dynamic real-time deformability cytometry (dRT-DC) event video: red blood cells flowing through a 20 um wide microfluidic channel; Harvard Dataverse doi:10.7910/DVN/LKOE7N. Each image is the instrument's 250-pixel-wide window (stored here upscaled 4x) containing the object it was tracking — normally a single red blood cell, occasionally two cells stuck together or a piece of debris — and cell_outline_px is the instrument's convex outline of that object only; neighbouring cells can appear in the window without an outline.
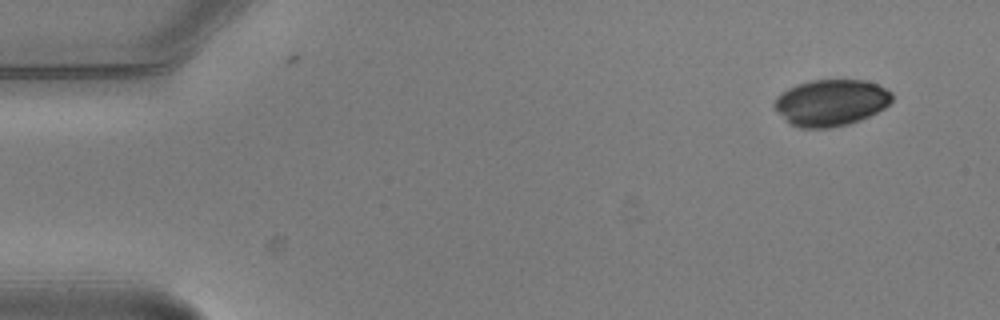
{"species": "common noctule bat (a hibernating species)", "species_latin": "Nyctalus noctula", "temperature_condition": "warm", "stored_images_in_passage": 5, "camera_frame_rate_fps": 3000, "um_per_image_px": 0.085, "animal": {"sex": "male", "body_mass_g": 20.5, "forearm_length_mm": 52.5}, "frame": {"image": 1, "passage_image": 1, "time_ms": 0.0, "image_size_px": [1000, 320], "cell_outline_px": [[892, 100], [884, 108], [860, 120], [848, 124], [828, 128], [800, 128], [792, 124], [772, 104], [776, 96], [788, 88], [796, 84], [812, 80], [864, 80], [876, 84], [892, 92]], "centroid_in_image_um": [70.63, 8.71], "position_along_channel_um": 14.4, "area_um2": 31.56}}